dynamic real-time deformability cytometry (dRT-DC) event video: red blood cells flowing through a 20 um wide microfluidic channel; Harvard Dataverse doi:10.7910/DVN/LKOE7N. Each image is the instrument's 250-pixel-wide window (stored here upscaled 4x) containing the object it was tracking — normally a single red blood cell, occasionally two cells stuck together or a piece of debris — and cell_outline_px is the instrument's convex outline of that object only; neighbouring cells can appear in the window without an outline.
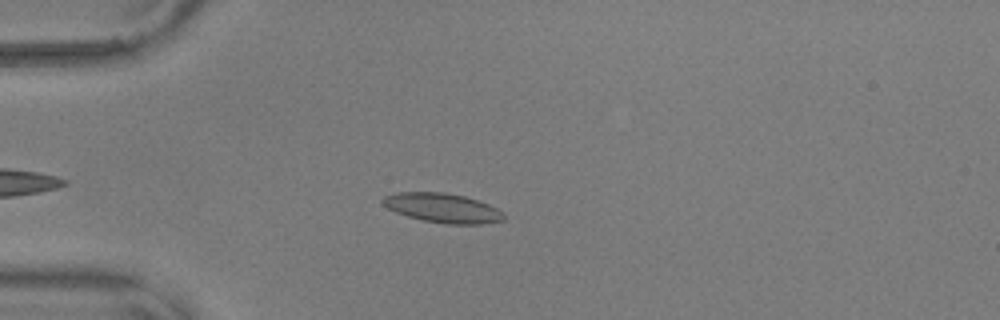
{"species": "common noctule bat (a hibernating species)", "species_latin": "Nyctalus noctula", "temperature_condition": "warm", "stored_images_in_passage": 46, "camera_frame_rate_fps": 3000, "um_per_image_px": 0.085, "animal": {"sex": "male", "body_mass_g": 17.9, "forearm_length_mm": 54.2}, "frame": {"image": 1, "passage_image": 9, "time_ms": 2.667, "image_size_px": [1000, 320], "cell_outline_px": [[504, 220], [480, 224], [444, 224], [424, 220], [408, 216], [396, 212], [388, 208], [380, 200], [384, 196], [396, 192], [444, 192], [464, 196], [488, 204], [504, 212]], "centroid_in_image_um": [37.61, 17.67], "position_along_channel_um": 47.4, "area_um2": 20.63}}
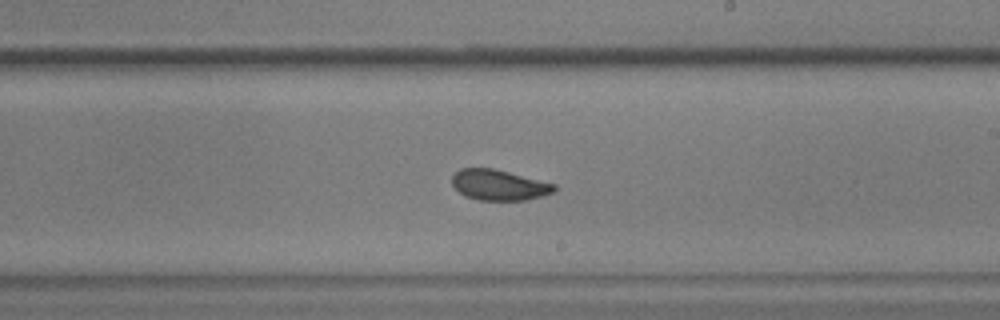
{"frame": {"image": 2, "passage_image": 27, "time_ms": 8.667, "image_size_px": [1000, 320], "cell_outline_px": [[556, 188], [552, 192], [544, 196], [524, 200], [480, 200], [464, 196], [452, 184], [452, 176], [460, 168], [492, 168], [556, 184]], "centroid_in_image_um": [42.4, 15.73], "position_along_channel_um": 246.6, "area_um2": 18.09}}
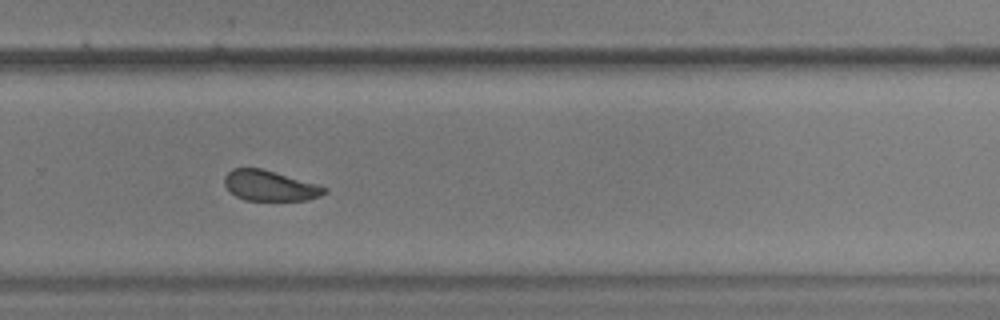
{"frame": {"image": 3, "passage_image": 32, "time_ms": 10.333, "image_size_px": [1000, 320], "cell_outline_px": [[328, 192], [320, 196], [308, 200], [244, 200], [236, 196], [224, 184], [224, 176], [232, 168], [260, 168], [316, 184], [328, 188]], "centroid_in_image_um": [22.93, 15.79], "position_along_channel_um": 306.9, "area_um2": 17.51}, "authors_computed_cell_mechanics": {"area_um2": 19.6231, "velocity_mm_per_s": 3.6285, "shape_relaxation_time_tau1_ms": 8.2357, "shape_relaxation_time_tau2_ms": 1.3115, "deformation_change_tau1": 0.1374, "deformation_change_tau2": 0.0664}}